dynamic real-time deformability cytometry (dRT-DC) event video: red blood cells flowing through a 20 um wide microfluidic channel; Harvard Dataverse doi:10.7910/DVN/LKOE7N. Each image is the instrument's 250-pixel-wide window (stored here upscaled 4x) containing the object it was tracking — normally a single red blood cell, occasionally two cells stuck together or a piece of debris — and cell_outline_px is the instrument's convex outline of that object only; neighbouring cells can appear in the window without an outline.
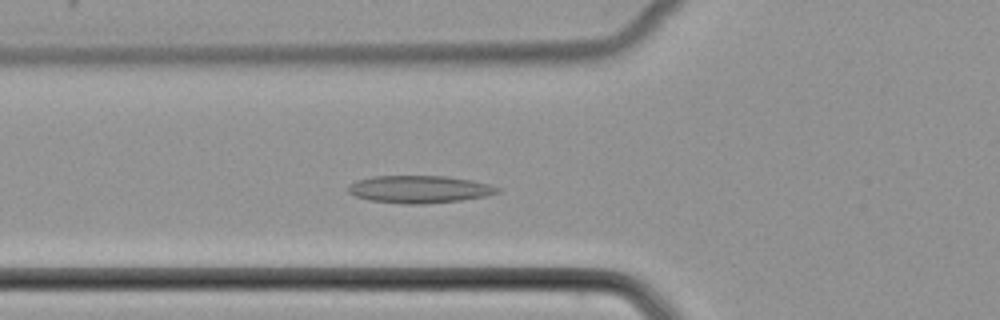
{"species": "common noctule bat (a hibernating species)", "species_latin": "Nyctalus noctula", "temperature_condition": "cold", "stored_images_in_passage": 37, "camera_frame_rate_fps": 3000, "um_per_image_px": 0.085, "animal": {"sex": "female", "body_mass_g": 22.7, "forearm_length_mm": 54.2}, "frame": {"image": 1, "passage_image": 5, "time_ms": 1.333, "image_size_px": [1000, 320], "cell_outline_px": [[500, 192], [484, 196], [460, 200], [424, 204], [404, 204], [368, 200], [356, 196], [348, 192], [348, 184], [356, 180], [372, 176], [448, 176], [472, 180], [488, 184], [500, 188]], "centroid_in_image_um": [35.61, 16.08], "position_along_channel_um": 90.2, "area_um2": 23.93}}
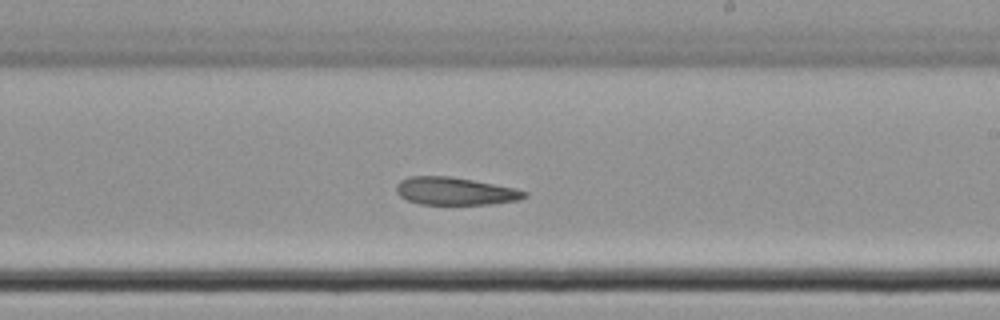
{"frame": {"image": 2, "passage_image": 17, "time_ms": 5.333, "image_size_px": [1000, 320], "cell_outline_px": [[528, 196], [520, 200], [492, 204], [420, 204], [408, 200], [400, 196], [396, 192], [396, 184], [400, 180], [408, 176], [448, 176], [472, 180], [516, 188], [528, 192]], "centroid_in_image_um": [38.69, 16.25], "position_along_channel_um": 250.3, "area_um2": 20.75}}
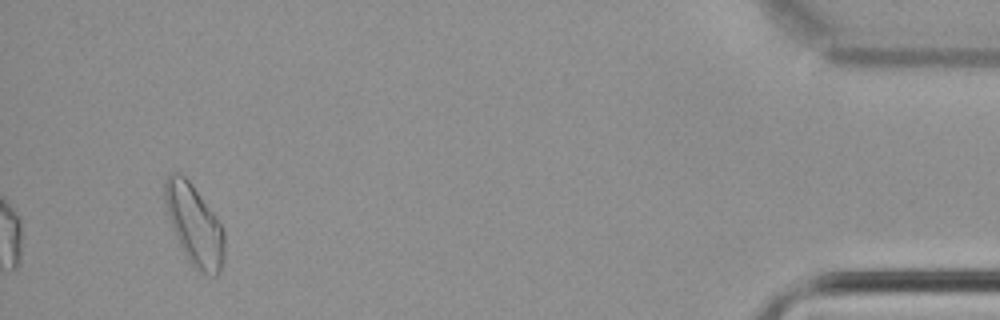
{"frame": {"image": 3, "passage_image": 35, "time_ms": 11.333, "image_size_px": [1000, 320], "cell_outline_px": [[224, 260], [220, 272], [216, 276], [212, 276], [200, 272], [188, 260], [176, 236], [164, 200], [164, 184], [168, 172], [180, 172], [192, 184], [216, 216], [224, 228]], "centroid_in_image_um": [16.54, 19.11], "position_along_channel_um": 418.7, "area_um2": 27.8}}